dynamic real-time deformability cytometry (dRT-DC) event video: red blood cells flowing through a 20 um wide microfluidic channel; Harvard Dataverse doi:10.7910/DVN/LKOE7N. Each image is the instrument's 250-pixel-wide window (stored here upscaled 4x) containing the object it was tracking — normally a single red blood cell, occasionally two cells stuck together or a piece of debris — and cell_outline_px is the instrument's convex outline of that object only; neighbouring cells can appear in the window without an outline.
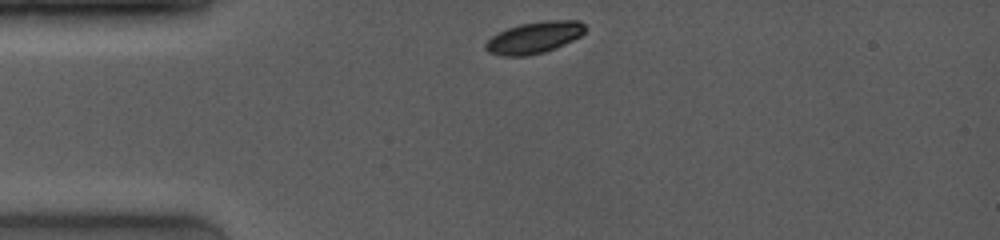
{"species": "common noctule bat (a hibernating species)", "species_latin": "Nyctalus noctula", "temperature_condition": "room temperature", "stored_images_in_passage": 2, "camera_frame_rate_fps": 4000, "um_per_image_px": 0.085, "animal": {"sex": "female", "body_mass_g": 19.0, "forearm_length_mm": 53.3}, "frame": {"image": 1, "passage_image": 1, "time_ms": 0.0, "image_size_px": [1000, 240], "cell_outline_px": [[588, 28], [580, 36], [556, 48], [544, 52], [528, 56], [500, 56], [488, 52], [484, 48], [484, 44], [492, 36], [508, 28], [520, 24], [548, 20], [580, 20]], "centroid_in_image_um": [45.42, 3.2], "position_along_channel_um": 39.6, "area_um2": 18.44}}